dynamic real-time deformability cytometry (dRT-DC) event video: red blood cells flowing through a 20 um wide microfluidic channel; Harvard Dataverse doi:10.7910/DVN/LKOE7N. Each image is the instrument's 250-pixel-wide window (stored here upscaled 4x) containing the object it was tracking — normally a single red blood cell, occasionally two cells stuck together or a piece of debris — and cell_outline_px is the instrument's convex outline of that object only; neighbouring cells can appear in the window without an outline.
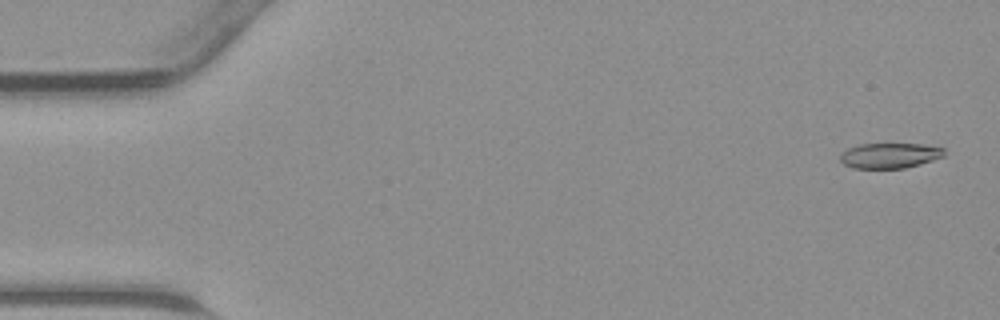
{"species": "common noctule bat (a hibernating species)", "species_latin": "Nyctalus noctula", "temperature_condition": "warm", "stored_images_in_passage": 44, "camera_frame_rate_fps": 3000, "um_per_image_px": 0.085, "animal": {"sex": "male", "body_mass_g": 23.1, "forearm_length_mm": 52.7}, "frame": {"image": 1, "passage_image": 2, "time_ms": 0.333, "image_size_px": [1000, 320], "cell_outline_px": [[944, 156], [920, 164], [904, 168], [852, 168], [844, 164], [840, 160], [840, 152], [856, 144], [924, 144], [944, 148]], "centroid_in_image_um": [75.59, 13.21], "position_along_channel_um": 9.4, "area_um2": 15.37}}
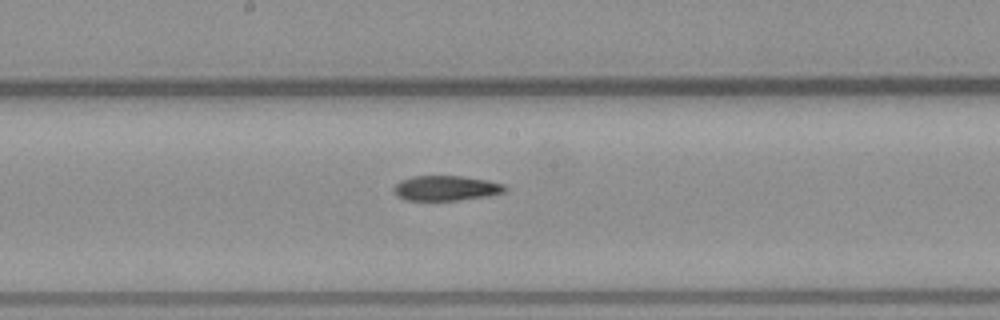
{"frame": {"image": 2, "passage_image": 24, "time_ms": 7.667, "image_size_px": [1000, 320], "cell_outline_px": [[508, 188], [504, 192], [488, 196], [460, 200], [408, 200], [396, 196], [392, 188], [400, 180], [412, 176], [460, 176], [488, 180], [504, 184]], "centroid_in_image_um": [37.91, 15.99], "position_along_channel_um": 210.3, "area_um2": 16.3}}
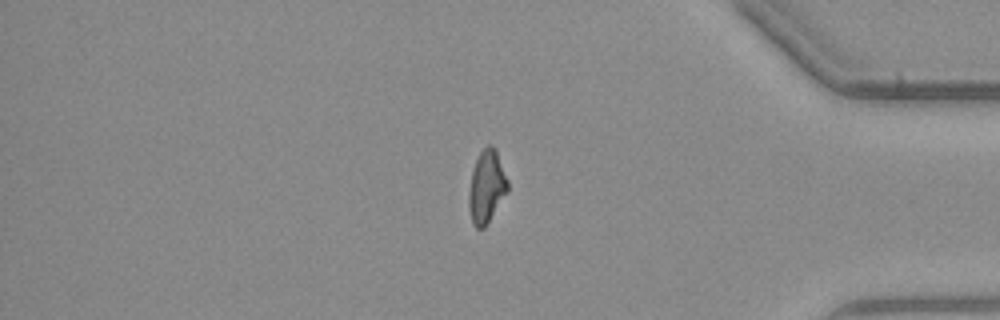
{"frame": {"image": 3, "passage_image": 38, "time_ms": 12.333, "image_size_px": [1000, 320], "cell_outline_px": [[508, 192], [484, 228], [476, 228], [472, 224], [468, 208], [468, 192], [472, 168], [480, 152], [488, 144], [492, 144], [496, 148], [508, 180]], "centroid_in_image_um": [41.35, 15.86], "position_along_channel_um": 393.9, "area_um2": 16.76}}